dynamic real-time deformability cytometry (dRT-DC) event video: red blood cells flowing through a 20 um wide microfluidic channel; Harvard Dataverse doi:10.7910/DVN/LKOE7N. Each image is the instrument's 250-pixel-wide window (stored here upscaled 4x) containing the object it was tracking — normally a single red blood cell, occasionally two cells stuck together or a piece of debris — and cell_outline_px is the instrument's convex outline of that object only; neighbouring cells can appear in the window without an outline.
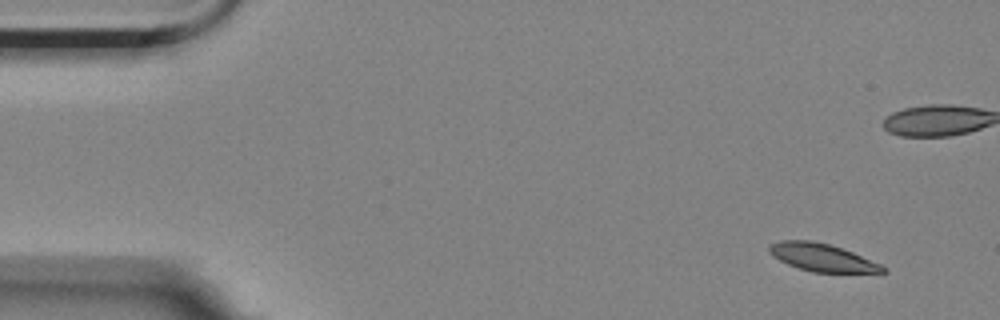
{"species": "Egyptian fruit bat (a non-hibernating species)", "species_latin": "Rousettus aegyptiacus", "temperature_condition": "room temperature", "stored_images_in_passage": 6, "camera_frame_rate_fps": 3000, "um_per_image_px": 0.085, "animal": {"sex": "female"}, "frame": {"image": 1, "passage_image": 1, "time_ms": 0.0, "image_size_px": [1000, 320], "cell_outline_px": [[888, 272], [812, 272], [788, 264], [780, 260], [768, 252], [768, 248], [772, 244], [780, 240], [812, 240], [828, 244], [852, 252], [880, 264], [888, 268]], "centroid_in_image_um": [69.88, 21.88], "position_along_channel_um": 15.1, "area_um2": 18.03}}
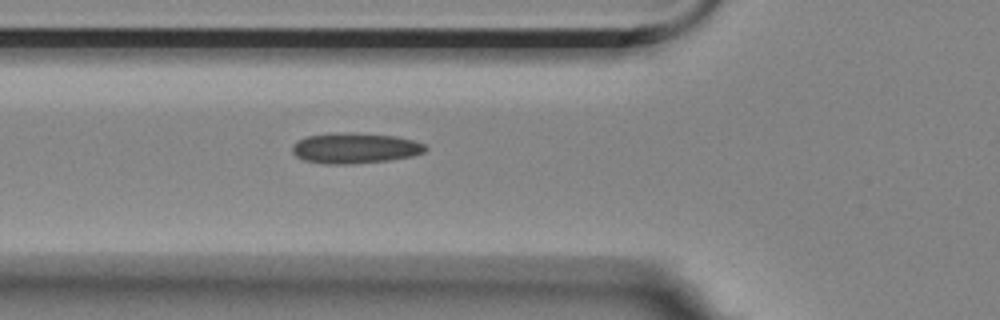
{"frame": {"image": 2, "passage_image": 6, "time_ms": 6.667, "image_size_px": [1000, 320], "cell_outline_px": [[428, 148], [424, 152], [412, 156], [388, 160], [352, 164], [328, 164], [304, 160], [296, 156], [292, 152], [292, 144], [296, 140], [304, 136], [336, 132], [348, 132], [396, 136], [412, 140], [424, 144]], "centroid_in_image_um": [30.13, 12.58], "position_along_channel_um": 95.7, "area_um2": 23.87}}